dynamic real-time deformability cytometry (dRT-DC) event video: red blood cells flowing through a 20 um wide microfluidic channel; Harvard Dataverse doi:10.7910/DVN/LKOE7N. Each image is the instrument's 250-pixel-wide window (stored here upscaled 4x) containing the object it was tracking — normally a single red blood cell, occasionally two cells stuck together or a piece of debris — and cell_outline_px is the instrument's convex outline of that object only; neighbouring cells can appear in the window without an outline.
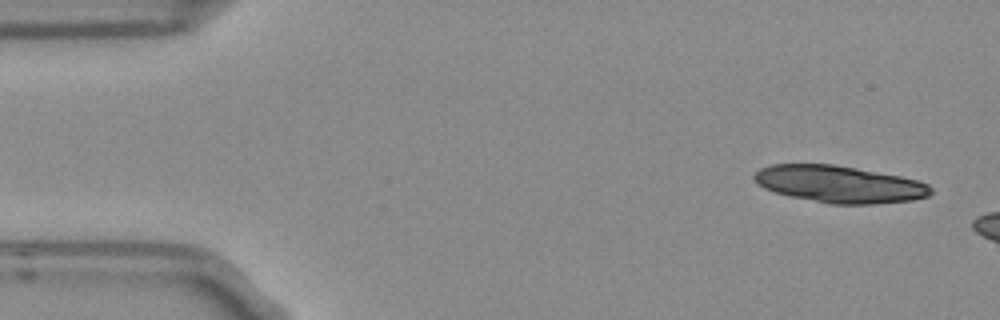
{"species": "Egyptian fruit bat (a non-hibernating species)", "species_latin": "Rousettus aegyptiacus", "temperature_condition": "room temperature", "stored_images_in_passage": 5, "camera_frame_rate_fps": 3000, "um_per_image_px": 0.085, "frame": {"image": 1, "passage_image": 1, "time_ms": 0.0, "image_size_px": [1000, 320], "cell_outline_px": [[932, 192], [928, 196], [912, 200], [876, 204], [828, 204], [788, 196], [764, 188], [756, 184], [752, 176], [760, 168], [772, 164], [832, 164], [856, 168], [900, 176], [920, 180], [928, 184], [932, 188]], "centroid_in_image_um": [71.33, 15.66], "position_along_channel_um": 13.7, "area_um2": 38.32}}